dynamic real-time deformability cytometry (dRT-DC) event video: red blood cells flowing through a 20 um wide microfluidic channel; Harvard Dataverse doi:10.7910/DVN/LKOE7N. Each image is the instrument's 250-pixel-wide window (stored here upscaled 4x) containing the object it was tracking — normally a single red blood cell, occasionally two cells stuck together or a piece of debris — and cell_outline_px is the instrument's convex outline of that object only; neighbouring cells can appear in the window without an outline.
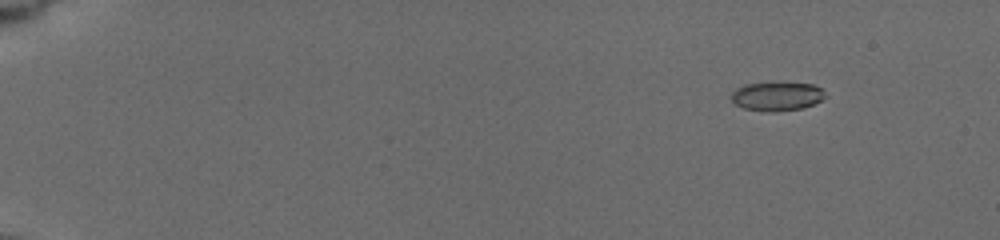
{"species": "common noctule bat (a hibernating species)", "species_latin": "Nyctalus noctula", "temperature_condition": "cold", "stored_images_in_passage": 42, "camera_frame_rate_fps": 3000, "um_per_image_px": 0.085, "animal": {"sex": "female", "body_mass_g": 19.5, "forearm_length_mm": 54.1}, "frame": {"image": 1, "passage_image": 2, "time_ms": 0.333, "image_size_px": [1000, 240], "cell_outline_px": [[824, 96], [820, 100], [804, 108], [772, 112], [768, 112], [744, 108], [736, 104], [732, 100], [732, 92], [736, 88], [744, 84], [776, 80], [812, 84], [820, 88], [824, 92]], "centroid_in_image_um": [66.01, 8.14], "position_along_channel_um": 19.0, "area_um2": 16.24}}
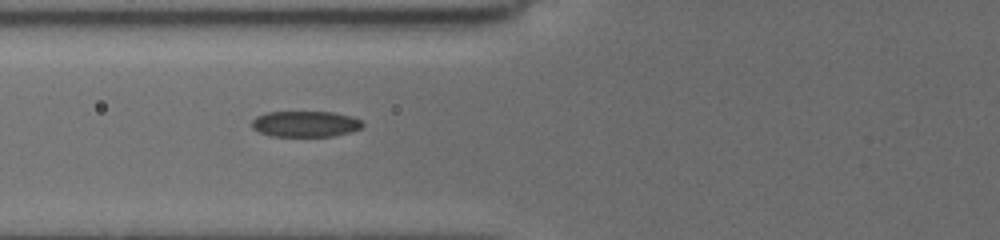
{"frame": {"image": 2, "passage_image": 25, "time_ms": 6.333, "image_size_px": [1000, 240], "cell_outline_px": [[364, 124], [360, 128], [348, 132], [332, 136], [268, 136], [252, 128], [252, 120], [256, 116], [268, 112], [332, 112], [352, 116], [360, 120]], "centroid_in_image_um": [25.92, 10.53], "position_along_channel_um": 99.9, "area_um2": 16.65}}
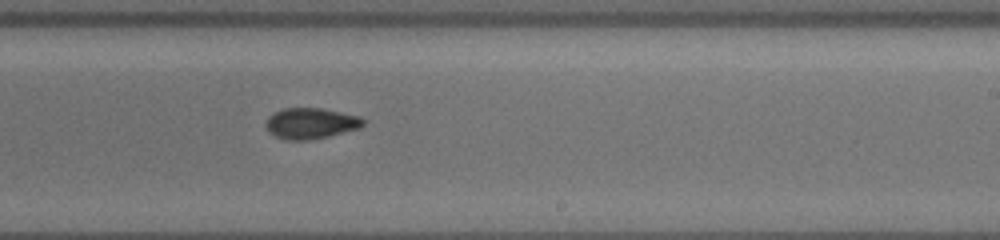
{"frame": {"image": 3, "passage_image": 42, "time_ms": 10.667, "image_size_px": [1000, 240], "cell_outline_px": [[364, 124], [360, 128], [328, 136], [308, 140], [284, 140], [268, 132], [264, 124], [268, 116], [272, 112], [284, 108], [320, 108], [360, 116], [364, 120]], "centroid_in_image_um": [26.37, 10.48], "position_along_channel_um": 262.6, "area_um2": 17.63}}